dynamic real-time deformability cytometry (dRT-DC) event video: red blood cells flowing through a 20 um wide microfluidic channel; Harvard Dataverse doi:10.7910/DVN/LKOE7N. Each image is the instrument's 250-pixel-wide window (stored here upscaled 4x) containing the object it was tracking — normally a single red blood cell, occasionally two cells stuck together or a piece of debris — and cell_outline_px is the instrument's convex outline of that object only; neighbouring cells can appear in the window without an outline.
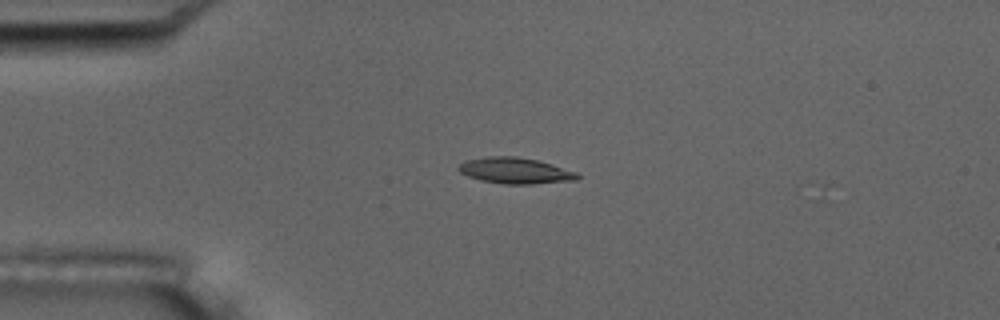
{"species": "common noctule bat (a hibernating species)", "species_latin": "Nyctalus noctula", "temperature_condition": "room temperature", "stored_images_in_passage": 42, "camera_frame_rate_fps": 3000, "um_per_image_px": 0.085, "animal": {"sex": "male", "body_mass_g": 17.5, "forearm_length_mm": 52.3}, "frame": {"image": 1, "passage_image": 1, "time_ms": 0.0, "image_size_px": [1000, 320], "cell_outline_px": [[580, 176], [576, 180], [532, 184], [504, 184], [480, 180], [468, 176], [460, 172], [456, 168], [464, 160], [488, 156], [516, 156], [536, 160], [552, 164], [576, 172]], "centroid_in_image_um": [43.76, 14.5], "position_along_channel_um": 41.2, "area_um2": 18.03}}
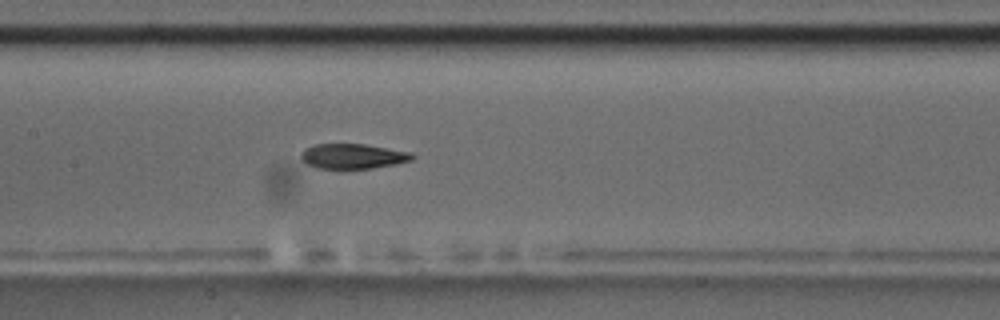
{"frame": {"image": 2, "passage_image": 14, "time_ms": 4.333, "image_size_px": [1000, 320], "cell_outline_px": [[416, 156], [412, 160], [372, 168], [316, 168], [308, 164], [300, 156], [300, 152], [304, 148], [312, 144], [364, 144], [412, 152]], "centroid_in_image_um": [29.98, 13.26], "position_along_channel_um": 177.4, "area_um2": 16.13}}
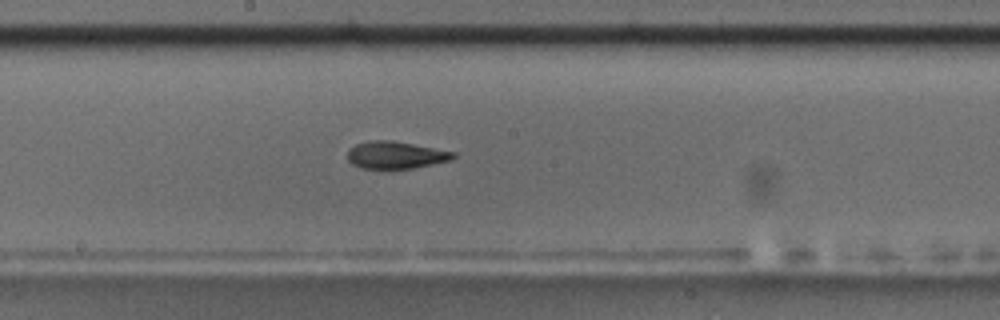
{"frame": {"image": 3, "passage_image": 17, "time_ms": 5.333, "image_size_px": [1000, 320], "cell_outline_px": [[456, 156], [452, 160], [412, 168], [360, 168], [352, 164], [348, 160], [348, 148], [356, 144], [368, 140], [392, 140], [456, 152]], "centroid_in_image_um": [33.62, 13.16], "position_along_channel_um": 214.6, "area_um2": 16.82}, "authors_computed_cell_mechanics": {"area_um2": 17.2244, "velocity_mm_per_s": 3.7301, "shape_relaxation_time_tau1_ms": 8.2176, "shape_relaxation_time_tau2_ms": 2.9015, "deformation_change_tau1": 0.2197, "deformation_change_tau2": 0.0979}}